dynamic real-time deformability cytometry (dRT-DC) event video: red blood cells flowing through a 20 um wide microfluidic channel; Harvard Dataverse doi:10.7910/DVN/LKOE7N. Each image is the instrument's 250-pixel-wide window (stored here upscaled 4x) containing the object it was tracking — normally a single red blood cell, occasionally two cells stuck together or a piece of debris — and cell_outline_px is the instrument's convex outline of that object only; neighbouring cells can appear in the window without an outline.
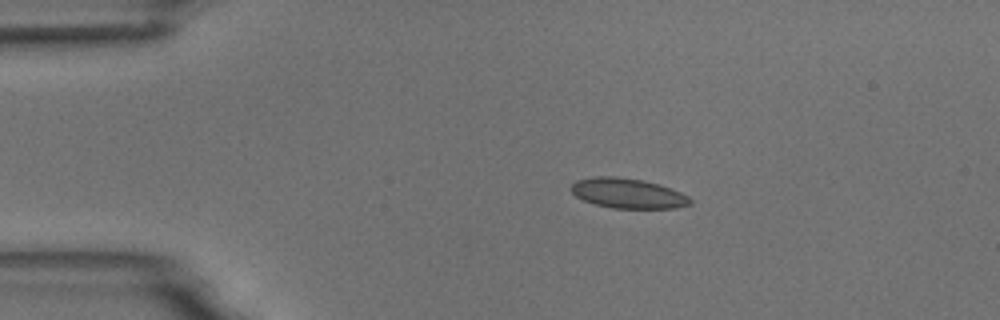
{"species": "common noctule bat (a hibernating species)", "species_latin": "Nyctalus noctula", "temperature_condition": "room temperature", "stored_images_in_passage": 5, "camera_frame_rate_fps": 3000, "um_per_image_px": 0.085, "animal": {"sex": "male", "body_mass_g": 18.8}, "frame": {"image": 1, "passage_image": 3, "time_ms": 2.0, "image_size_px": [1000, 320], "cell_outline_px": [[692, 204], [676, 208], [612, 208], [596, 204], [584, 200], [576, 196], [572, 192], [572, 184], [576, 180], [596, 176], [612, 176], [644, 180], [660, 184], [672, 188], [688, 196], [692, 200]], "centroid_in_image_um": [53.4, 16.43], "position_along_channel_um": 31.6, "area_um2": 20.81}}
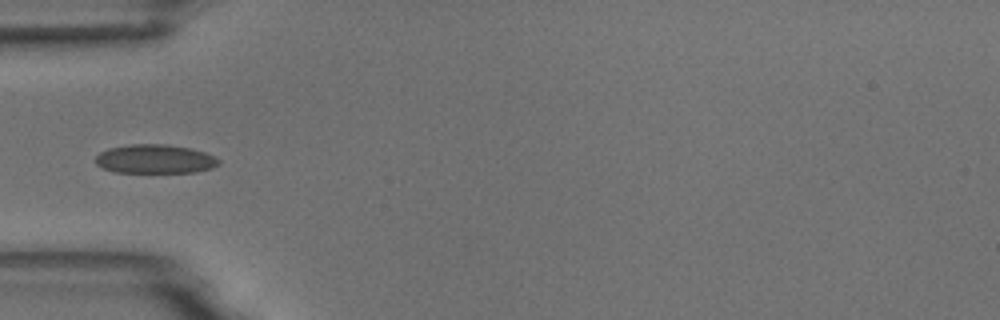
{"frame": {"image": 2, "passage_image": 5, "time_ms": 4.333, "image_size_px": [1000, 320], "cell_outline_px": [[220, 164], [212, 168], [196, 172], [116, 172], [104, 168], [96, 164], [96, 156], [100, 152], [108, 148], [132, 144], [168, 144], [188, 148], [204, 152], [220, 160]], "centroid_in_image_um": [13.18, 13.51], "position_along_channel_um": 71.8, "area_um2": 20.63}}